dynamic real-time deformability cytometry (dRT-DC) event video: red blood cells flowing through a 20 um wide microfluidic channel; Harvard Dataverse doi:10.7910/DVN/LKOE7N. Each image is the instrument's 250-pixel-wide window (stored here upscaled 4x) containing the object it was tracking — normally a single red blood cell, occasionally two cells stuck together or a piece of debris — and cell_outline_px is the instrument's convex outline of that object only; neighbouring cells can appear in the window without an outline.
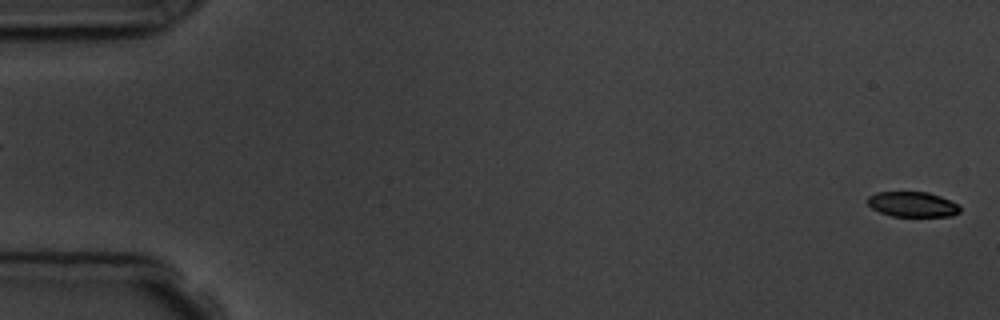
{"species": "common noctule bat (a hibernating species)", "species_latin": "Nyctalus noctula", "temperature_condition": "room temperature", "stored_images_in_passage": 5, "segment_of_instrument_passage": [2, 2], "camera_frame_rate_fps": 3000, "um_per_image_px": 0.085, "animal": {"sex": "male", "body_mass_g": 19.5, "forearm_length_mm": 54.6}, "frame": {"image": 1, "passage_image": 5, "time_ms": 4.667, "image_size_px": [1000, 320], "cell_outline_px": [[960, 212], [952, 216], [892, 216], [880, 212], [872, 208], [868, 204], [868, 196], [876, 192], [928, 192], [940, 196], [960, 204]], "centroid_in_image_um": [77.59, 17.36], "position_along_channel_um": 7.4, "area_um2": 13.58}}